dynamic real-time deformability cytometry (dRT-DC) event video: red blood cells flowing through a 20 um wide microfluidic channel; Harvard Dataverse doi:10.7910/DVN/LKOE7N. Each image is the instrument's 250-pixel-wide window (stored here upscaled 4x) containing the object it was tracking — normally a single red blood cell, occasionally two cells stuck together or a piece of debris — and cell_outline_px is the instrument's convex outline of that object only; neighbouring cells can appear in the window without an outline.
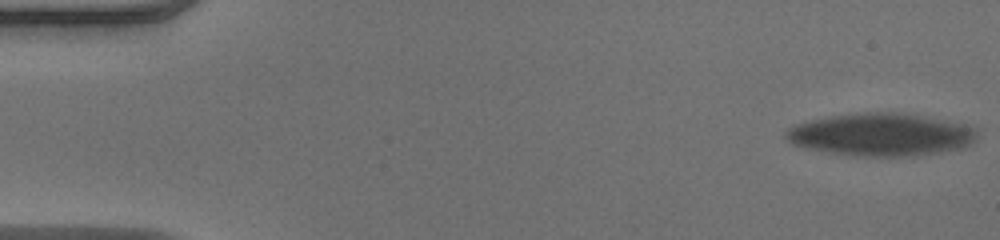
{"species": "human", "species_latin": "Homo sapiens", "temperature_condition": "warm", "stored_images_in_passage": 58, "camera_frame_rate_fps": 3000, "um_per_image_px": 0.085, "donor": {"sex": "male"}, "frame": {"image": 1, "passage_image": 1, "time_ms": 0.0, "image_size_px": [1000, 240], "cell_outline_px": [[976, 140], [972, 144], [964, 148], [916, 156], [848, 156], [804, 148], [792, 144], [784, 136], [784, 132], [788, 128], [796, 124], [812, 120], [832, 116], [864, 112], [896, 112], [948, 120], [968, 124], [976, 128]], "centroid_in_image_um": [74.91, 11.45], "position_along_channel_um": 10.1, "area_um2": 48.03}}
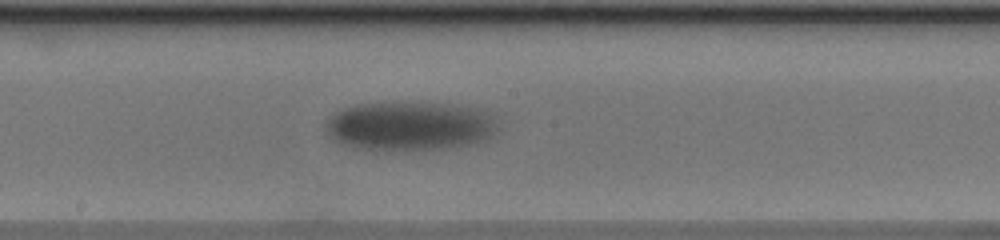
{"frame": {"image": 2, "passage_image": 32, "time_ms": 10.333, "image_size_px": [1000, 240], "cell_outline_px": [[496, 128], [492, 136], [484, 140], [472, 144], [444, 148], [364, 148], [344, 144], [336, 140], [328, 132], [328, 120], [336, 112], [344, 108], [356, 104], [384, 100], [400, 100], [460, 104], [480, 108], [496, 112]], "centroid_in_image_um": [34.96, 10.61], "position_along_channel_um": 213.2, "area_um2": 49.65}}
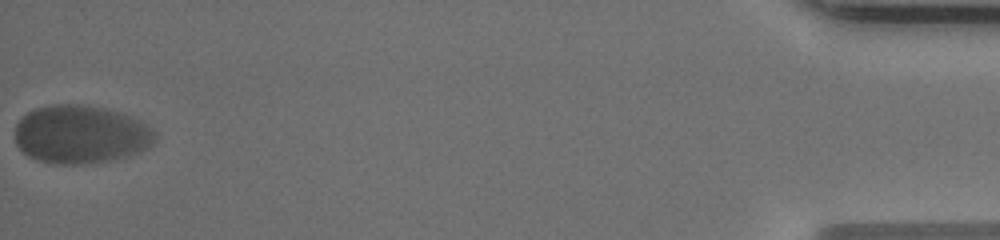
{"frame": {"image": 3, "passage_image": 58, "time_ms": 19.0, "image_size_px": [1000, 240], "cell_outline_px": [[156, 140], [152, 144], [140, 152], [128, 156], [112, 160], [88, 164], [56, 164], [36, 160], [28, 156], [16, 144], [16, 124], [28, 112], [36, 108], [52, 104], [84, 104], [108, 108], [144, 120], [152, 128], [156, 136]], "centroid_in_image_um": [6.91, 11.42], "position_along_channel_um": 428.3, "area_um2": 48.21}, "authors_computed_cell_mechanics": {"area_um2": 48.841, "velocity_mm_per_s": 3.5307, "shape_relaxation_time_tau1_ms": 2.3229, "shape_relaxation_time_tau2_ms": null, "deformation_change_tau1": 0.0708, "deformation_change_tau2": null}}